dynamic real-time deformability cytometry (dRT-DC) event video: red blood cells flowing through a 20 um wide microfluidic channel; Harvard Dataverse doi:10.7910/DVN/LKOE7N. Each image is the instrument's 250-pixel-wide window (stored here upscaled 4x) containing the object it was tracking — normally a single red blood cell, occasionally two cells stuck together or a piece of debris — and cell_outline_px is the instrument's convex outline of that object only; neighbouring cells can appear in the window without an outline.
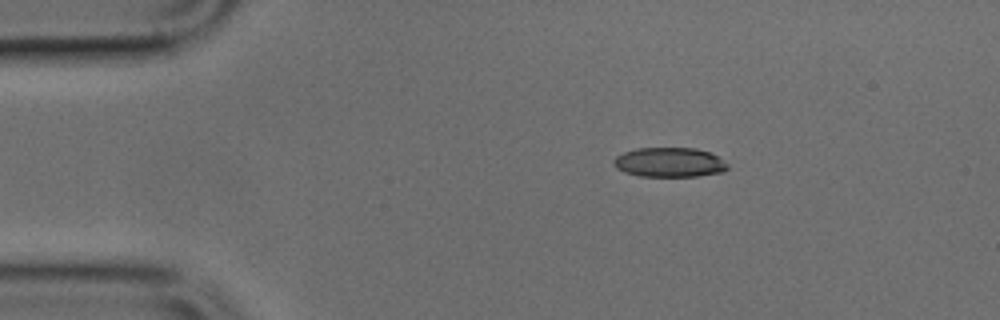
{"species": "common noctule bat (a hibernating species)", "species_latin": "Nyctalus noctula", "temperature_condition": "cold", "stored_images_in_passage": 2, "camera_frame_rate_fps": 3000, "um_per_image_px": 0.085, "animal": {"sex": "male", "body_mass_g": 17.9, "forearm_length_mm": 54.2}, "frame": {"image": 1, "passage_image": 1, "time_ms": 0.0, "image_size_px": [1000, 320], "cell_outline_px": [[728, 168], [724, 172], [696, 176], [640, 176], [624, 172], [616, 168], [612, 160], [616, 156], [624, 152], [636, 148], [696, 148], [712, 152], [728, 164]], "centroid_in_image_um": [56.91, 13.79], "position_along_channel_um": 28.1, "area_um2": 19.77}}